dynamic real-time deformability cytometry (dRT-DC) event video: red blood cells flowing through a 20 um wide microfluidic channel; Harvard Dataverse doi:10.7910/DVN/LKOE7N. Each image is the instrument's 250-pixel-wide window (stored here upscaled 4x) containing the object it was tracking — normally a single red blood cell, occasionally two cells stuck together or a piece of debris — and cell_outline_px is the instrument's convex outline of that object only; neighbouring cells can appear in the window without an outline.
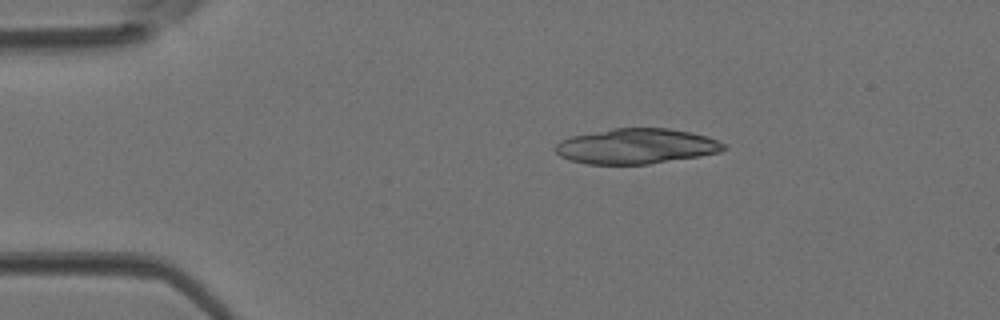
{"species": "Egyptian fruit bat (a non-hibernating species)", "species_latin": "Rousettus aegyptiacus", "temperature_condition": "room temperature", "stored_images_in_passage": 32, "segment_of_instrument_passage": [1, 2], "camera_frame_rate_fps": 3000, "um_per_image_px": 0.085, "animal": {"sex": "female"}, "frame": {"image": 1, "passage_image": 1, "time_ms": 0.0, "image_size_px": [1000, 320], "cell_outline_px": [[728, 148], [720, 152], [700, 156], [648, 164], [588, 164], [568, 160], [560, 156], [556, 152], [556, 144], [560, 140], [572, 136], [612, 128], [668, 128], [692, 132], [708, 136], [724, 144]], "centroid_in_image_um": [54.1, 12.43], "position_along_channel_um": 30.9, "area_um2": 34.68}}